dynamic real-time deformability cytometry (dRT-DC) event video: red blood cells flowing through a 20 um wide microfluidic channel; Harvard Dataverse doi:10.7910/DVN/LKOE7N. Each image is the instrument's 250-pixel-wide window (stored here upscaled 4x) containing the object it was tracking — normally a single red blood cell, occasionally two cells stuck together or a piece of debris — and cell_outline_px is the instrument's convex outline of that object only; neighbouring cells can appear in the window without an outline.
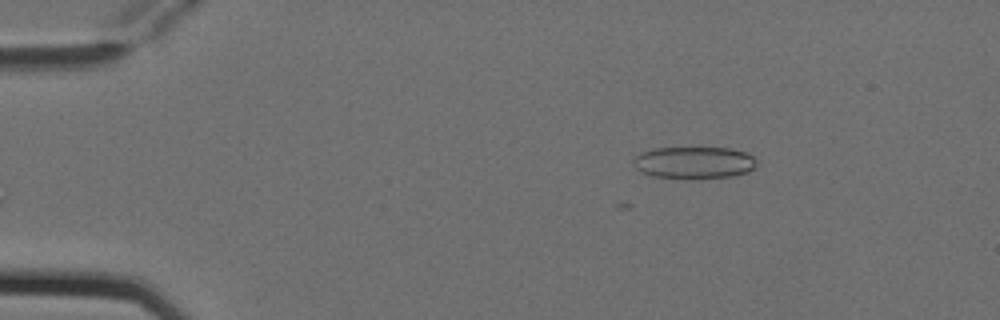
{"species": "Egyptian fruit bat (a non-hibernating species)", "species_latin": "Rousettus aegyptiacus", "temperature_condition": "cold", "stored_images_in_passage": 4, "camera_frame_rate_fps": 3000, "um_per_image_px": 0.085, "animal": {"sex": "female"}, "frame": {"image": 1, "passage_image": 4, "time_ms": 1.0, "image_size_px": [1000, 320], "cell_outline_px": [[756, 164], [748, 172], [732, 176], [652, 176], [640, 172], [636, 168], [632, 160], [640, 152], [652, 148], [728, 148], [748, 152], [756, 160]], "centroid_in_image_um": [58.97, 13.77], "position_along_channel_um": 26.0, "area_um2": 22.31}}